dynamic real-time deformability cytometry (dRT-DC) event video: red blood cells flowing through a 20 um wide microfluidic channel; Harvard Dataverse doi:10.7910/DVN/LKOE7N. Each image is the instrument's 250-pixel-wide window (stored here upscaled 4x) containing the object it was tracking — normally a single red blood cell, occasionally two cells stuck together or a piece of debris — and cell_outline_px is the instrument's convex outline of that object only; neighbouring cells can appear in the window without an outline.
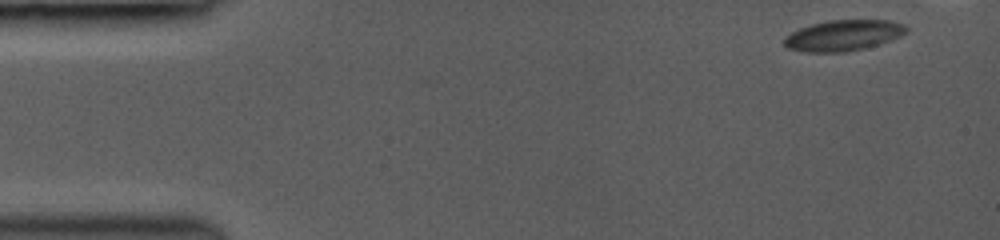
{"species": "common noctule bat (a hibernating species)", "species_latin": "Nyctalus noctula", "temperature_condition": "room temperature", "stored_images_in_passage": 6, "camera_frame_rate_fps": 3000, "um_per_image_px": 0.085, "animal": {"sex": "female", "body_mass_g": 19.0, "forearm_length_mm": 53.3}, "frame": {"image": 1, "passage_image": 1, "time_ms": 0.0, "image_size_px": [1000, 240], "cell_outline_px": [[908, 32], [900, 36], [880, 44], [848, 52], [808, 52], [788, 48], [784, 44], [784, 36], [800, 28], [812, 24], [828, 20], [888, 20], [904, 24], [908, 28]], "centroid_in_image_um": [71.7, 3.01], "position_along_channel_um": 13.3, "area_um2": 21.96}}